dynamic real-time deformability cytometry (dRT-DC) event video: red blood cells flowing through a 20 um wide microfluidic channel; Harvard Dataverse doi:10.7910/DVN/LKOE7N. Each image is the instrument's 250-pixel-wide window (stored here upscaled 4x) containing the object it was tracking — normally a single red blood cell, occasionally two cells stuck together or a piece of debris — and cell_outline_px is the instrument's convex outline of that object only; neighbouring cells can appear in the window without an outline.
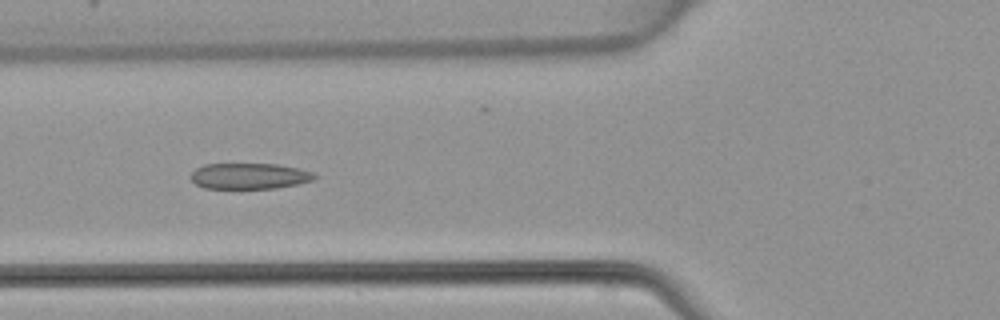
{"species": "common noctule bat (a hibernating species)", "species_latin": "Nyctalus noctula", "temperature_condition": "warm", "stored_images_in_passage": 47, "camera_frame_rate_fps": 3000, "um_per_image_px": 0.085, "animal": {"sex": "female", "body_mass_g": 22.7, "forearm_length_mm": 54.2}, "frame": {"image": 1, "passage_image": 17, "time_ms": 5.333, "image_size_px": [1000, 320], "cell_outline_px": [[316, 176], [312, 180], [296, 184], [276, 188], [204, 188], [196, 184], [188, 176], [196, 168], [204, 164], [276, 164], [300, 168], [312, 172]], "centroid_in_image_um": [21.16, 14.96], "position_along_channel_um": 104.6, "area_um2": 18.61}}
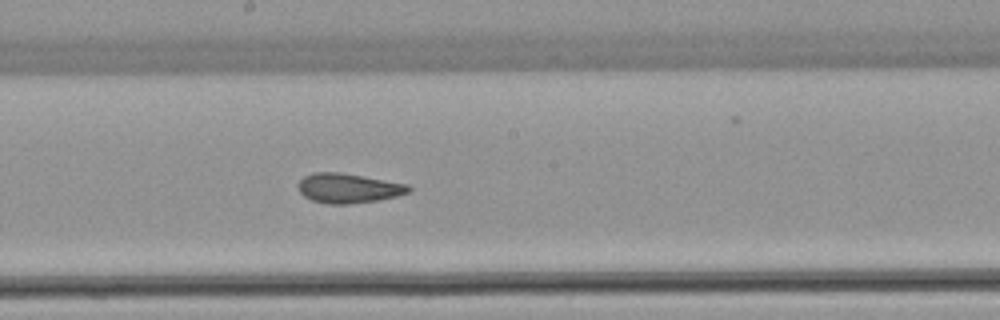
{"frame": {"image": 2, "passage_image": 25, "time_ms": 8.0, "image_size_px": [1000, 320], "cell_outline_px": [[412, 192], [396, 196], [376, 200], [348, 204], [328, 204], [312, 200], [304, 196], [300, 192], [296, 184], [304, 176], [312, 172], [340, 172], [408, 184], [412, 188]], "centroid_in_image_um": [29.6, 15.99], "position_along_channel_um": 218.6, "area_um2": 19.13}}
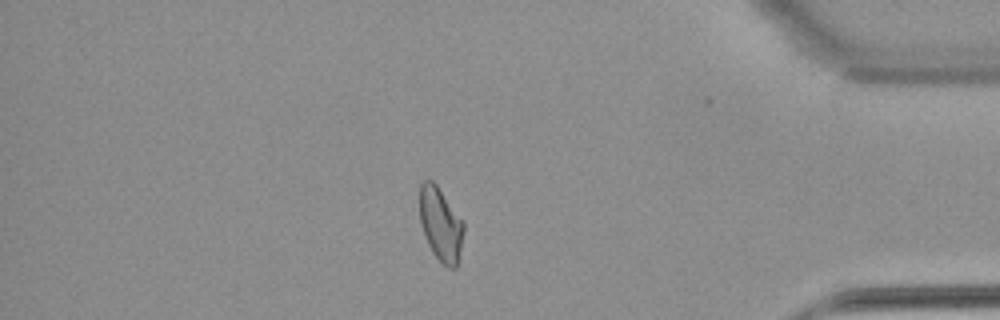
{"frame": {"image": 3, "passage_image": 40, "time_ms": 13.0, "image_size_px": [1000, 320], "cell_outline_px": [[464, 232], [456, 268], [448, 268], [432, 252], [428, 244], [420, 220], [420, 184], [424, 180], [432, 180], [436, 184], [464, 220]], "centroid_in_image_um": [37.47, 19.04], "position_along_channel_um": 397.7, "area_um2": 18.79}}